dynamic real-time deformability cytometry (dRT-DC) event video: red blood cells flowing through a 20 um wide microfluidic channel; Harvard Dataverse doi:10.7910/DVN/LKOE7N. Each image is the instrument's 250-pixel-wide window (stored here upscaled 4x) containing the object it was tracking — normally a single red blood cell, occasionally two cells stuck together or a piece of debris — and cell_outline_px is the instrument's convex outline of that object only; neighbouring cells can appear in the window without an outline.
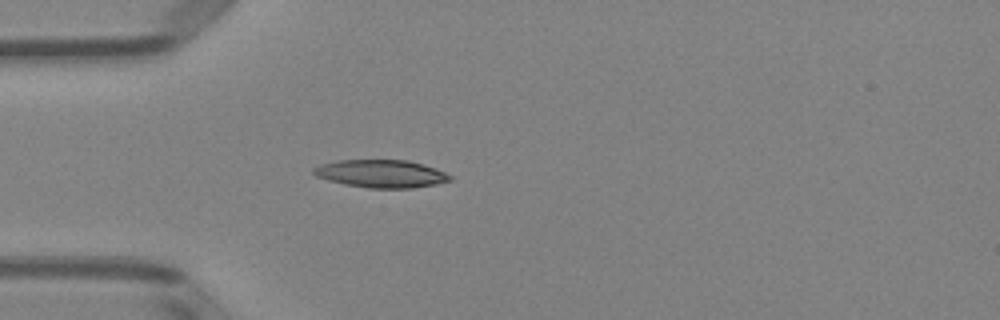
{"species": "Egyptian fruit bat (a non-hibernating species)", "species_latin": "Rousettus aegyptiacus", "temperature_condition": "room temperature", "stored_images_in_passage": 39, "camera_frame_rate_fps": 3000, "um_per_image_px": 0.085, "animal": {"sex": "female"}, "frame": {"image": 1, "passage_image": 6, "time_ms": 1.667, "image_size_px": [1000, 320], "cell_outline_px": [[452, 180], [436, 184], [412, 188], [368, 188], [344, 184], [328, 180], [316, 176], [312, 172], [312, 168], [320, 164], [336, 160], [408, 160], [424, 164], [436, 168], [452, 176]], "centroid_in_image_um": [32.39, 14.76], "position_along_channel_um": 52.6, "area_um2": 22.25}}
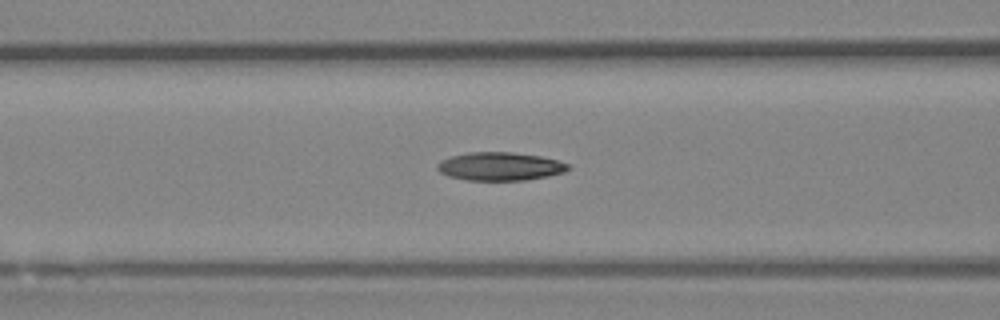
{"frame": {"image": 2, "passage_image": 12, "time_ms": 3.667, "image_size_px": [1000, 320], "cell_outline_px": [[568, 168], [564, 172], [548, 176], [524, 180], [464, 180], [448, 176], [440, 172], [436, 168], [436, 164], [440, 160], [452, 156], [468, 152], [512, 152], [540, 156], [556, 160], [568, 164]], "centroid_in_image_um": [42.44, 14.14], "position_along_channel_um": 124.2, "area_um2": 21.5}}
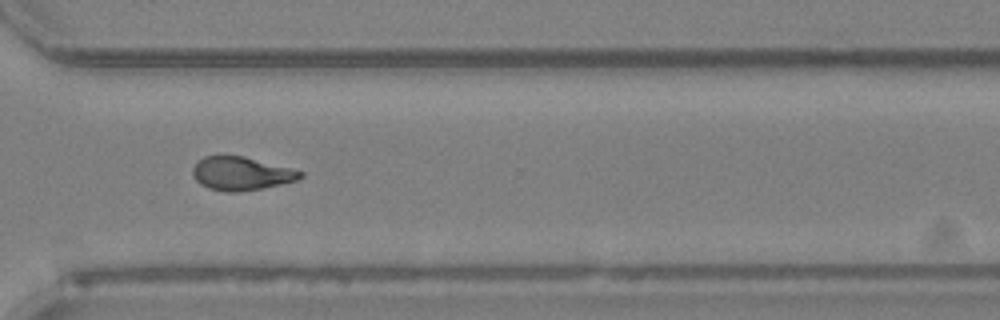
{"frame": {"image": 3, "passage_image": 29, "time_ms": 9.333, "image_size_px": [1000, 320], "cell_outline_px": [[304, 176], [296, 180], [280, 184], [240, 192], [224, 192], [208, 188], [200, 184], [192, 176], [192, 168], [204, 156], [244, 156], [304, 172]], "centroid_in_image_um": [20.47, 14.76], "position_along_channel_um": 350.1, "area_um2": 20.75}, "authors_computed_cell_mechanics": {"area_um2": 21.1548, "velocity_mm_per_s": 3.9928, "shape_relaxation_time_tau1_ms": 9.5242, "shape_relaxation_time_tau2_ms": 3.5093, "deformation_change_tau1": 0.2424, "deformation_change_tau2": 0.1171}}